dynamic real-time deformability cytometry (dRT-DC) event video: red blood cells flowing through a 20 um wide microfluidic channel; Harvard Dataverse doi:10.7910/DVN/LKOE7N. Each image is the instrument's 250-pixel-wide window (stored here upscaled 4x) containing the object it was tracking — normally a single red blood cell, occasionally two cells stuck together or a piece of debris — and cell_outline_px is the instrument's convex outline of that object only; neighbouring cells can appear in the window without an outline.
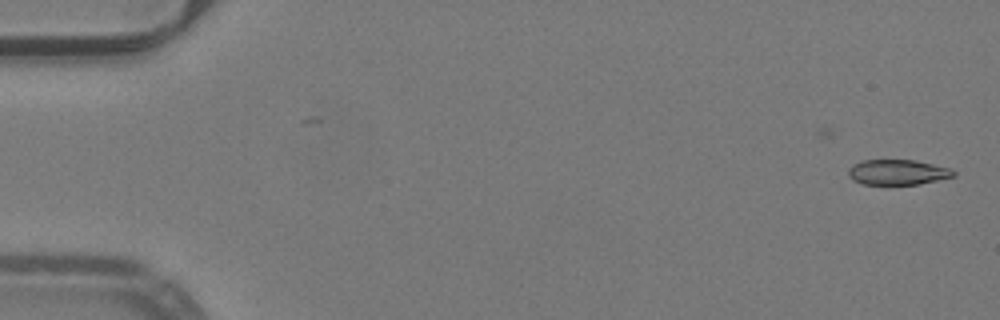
{"species": "common noctule bat (a hibernating species)", "species_latin": "Nyctalus noctula", "temperature_condition": "warm", "stored_images_in_passage": 13, "camera_frame_rate_fps": 3000, "um_per_image_px": 0.085, "animal": {"sex": "male", "body_mass_g": 19.2, "forearm_length_mm": 51.8}, "frame": {"image": 1, "passage_image": 2, "time_ms": 0.333, "image_size_px": [1000, 320], "cell_outline_px": [[956, 176], [920, 184], [864, 184], [852, 180], [848, 176], [848, 168], [852, 164], [860, 160], [916, 160], [952, 168], [956, 172]], "centroid_in_image_um": [76.31, 14.63], "position_along_channel_um": 8.7, "area_um2": 15.72}}